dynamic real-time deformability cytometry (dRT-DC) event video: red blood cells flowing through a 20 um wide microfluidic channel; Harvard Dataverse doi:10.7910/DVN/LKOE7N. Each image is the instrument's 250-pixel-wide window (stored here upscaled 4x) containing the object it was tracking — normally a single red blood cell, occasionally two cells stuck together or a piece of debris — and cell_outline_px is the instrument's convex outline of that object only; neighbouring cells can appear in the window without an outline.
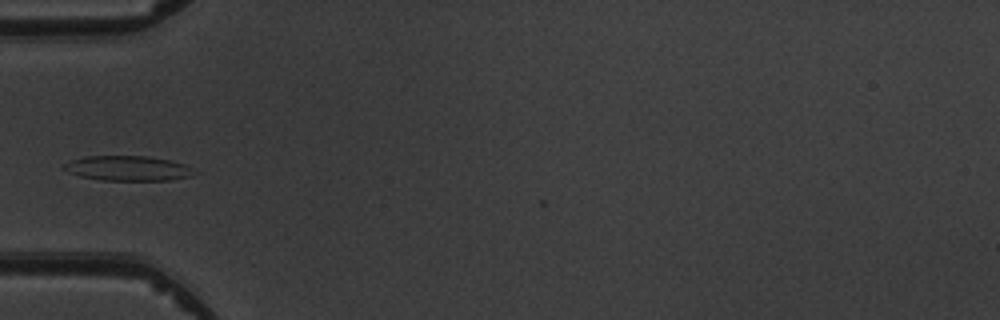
{"species": "common noctule bat (a hibernating species)", "species_latin": "Nyctalus noctula", "temperature_condition": "warm", "stored_images_in_passage": 6, "camera_frame_rate_fps": 3000, "um_per_image_px": 0.085, "animal": {"sex": "male", "body_mass_g": 19.5, "forearm_length_mm": 54.6}, "frame": {"image": 1, "passage_image": 6, "time_ms": 6.0, "image_size_px": [1000, 320], "cell_outline_px": [[200, 172], [192, 176], [168, 180], [100, 180], [80, 176], [68, 172], [60, 168], [64, 164], [72, 160], [84, 156], [144, 156], [172, 160], [184, 164]], "centroid_in_image_um": [10.89, 14.3], "position_along_channel_um": 74.1, "area_um2": 19.07}}